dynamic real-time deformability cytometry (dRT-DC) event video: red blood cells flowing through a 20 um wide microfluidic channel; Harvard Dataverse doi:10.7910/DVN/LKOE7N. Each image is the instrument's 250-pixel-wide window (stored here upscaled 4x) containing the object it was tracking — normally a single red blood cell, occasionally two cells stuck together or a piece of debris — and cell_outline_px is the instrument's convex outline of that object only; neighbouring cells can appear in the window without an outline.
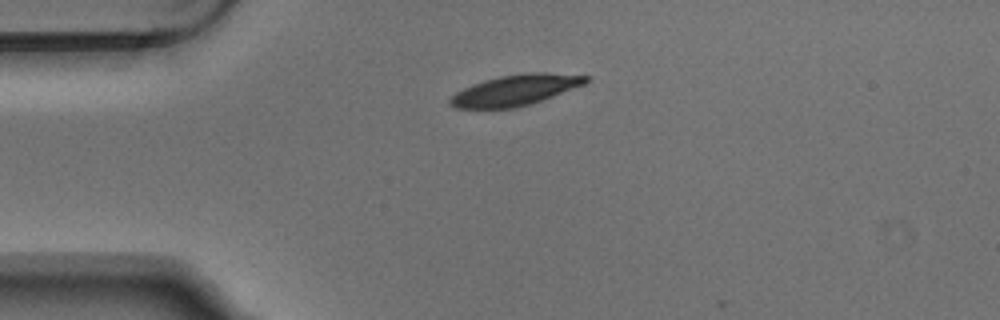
{"species": "Egyptian fruit bat (a non-hibernating species)", "species_latin": "Rousettus aegyptiacus", "temperature_condition": "warm", "stored_images_in_passage": 1, "camera_frame_rate_fps": 3000, "um_per_image_px": 0.085, "animal": {"sex": "male"}, "frame": {"image": 1, "passage_image": 1, "time_ms": 0.0, "image_size_px": [1000, 320], "cell_outline_px": [[592, 80], [584, 84], [552, 96], [528, 104], [512, 108], [456, 108], [448, 104], [448, 100], [456, 92], [472, 84], [484, 80], [500, 76], [524, 72], [544, 72], [588, 76]], "centroid_in_image_um": [43.78, 7.64], "position_along_channel_um": 41.2, "area_um2": 24.1}}